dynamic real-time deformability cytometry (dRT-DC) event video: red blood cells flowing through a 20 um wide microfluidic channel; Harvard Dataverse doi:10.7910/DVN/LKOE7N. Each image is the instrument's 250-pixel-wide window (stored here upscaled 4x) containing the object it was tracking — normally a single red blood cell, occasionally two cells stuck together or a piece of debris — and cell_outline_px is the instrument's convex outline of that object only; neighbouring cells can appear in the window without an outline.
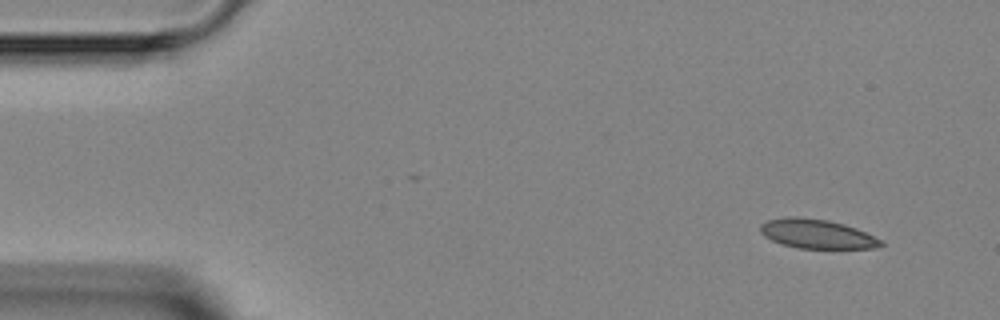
{"species": "Egyptian fruit bat (a non-hibernating species)", "species_latin": "Rousettus aegyptiacus", "temperature_condition": "room temperature", "stored_images_in_passage": 4, "segment_of_instrument_passage": [1, 2], "camera_frame_rate_fps": 3000, "um_per_image_px": 0.085, "animal": {"sex": "female"}, "frame": {"image": 1, "passage_image": 1, "time_ms": 0.0, "image_size_px": [1000, 320], "cell_outline_px": [[884, 244], [876, 248], [800, 248], [780, 244], [764, 236], [760, 232], [760, 224], [768, 220], [788, 216], [796, 216], [828, 220], [844, 224], [856, 228], [880, 240]], "centroid_in_image_um": [69.38, 19.87], "position_along_channel_um": 15.6, "area_um2": 20.4}}
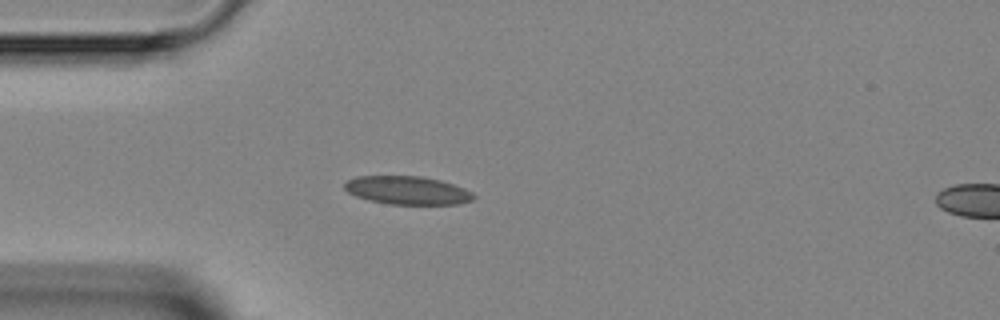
{"frame": {"image": 2, "passage_image": 3, "time_ms": 3.0, "image_size_px": [1000, 320], "cell_outline_px": [[476, 196], [472, 200], [456, 204], [392, 204], [368, 200], [356, 196], [348, 192], [344, 188], [344, 184], [348, 180], [356, 176], [420, 176], [440, 180], [464, 188], [472, 192]], "centroid_in_image_um": [34.62, 16.17], "position_along_channel_um": 50.4, "area_um2": 21.15}}